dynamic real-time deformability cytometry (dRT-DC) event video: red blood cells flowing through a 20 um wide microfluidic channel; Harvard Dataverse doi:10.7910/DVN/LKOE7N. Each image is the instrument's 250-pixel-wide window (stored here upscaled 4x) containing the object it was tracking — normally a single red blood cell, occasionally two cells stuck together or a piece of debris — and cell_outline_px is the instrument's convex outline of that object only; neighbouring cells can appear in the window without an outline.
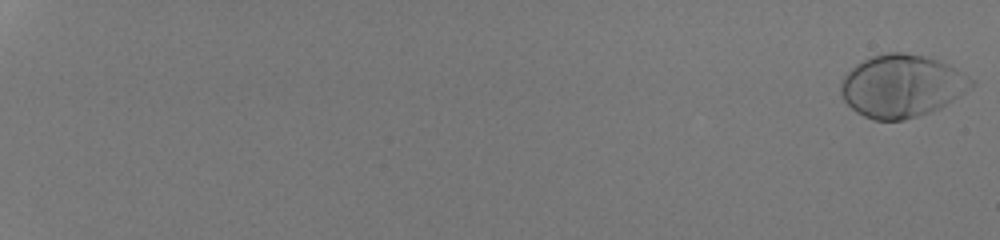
{"species": "human", "species_latin": "Homo sapiens", "temperature_condition": "room temperature", "stored_images_in_passage": 55, "camera_frame_rate_fps": 3000, "um_per_image_px": 0.085, "donor": {"sex": "male"}, "frame": {"image": 1, "passage_image": 1, "time_ms": 0.0, "image_size_px": [1000, 240], "cell_outline_px": [[976, 84], [940, 108], [904, 120], [872, 120], [856, 112], [844, 100], [840, 92], [840, 84], [844, 76], [856, 64], [872, 56], [888, 52], [904, 52], [924, 56], [936, 60], [976, 80]], "centroid_in_image_um": [76.62, 7.31], "position_along_channel_um": 8.4, "area_um2": 47.11}}
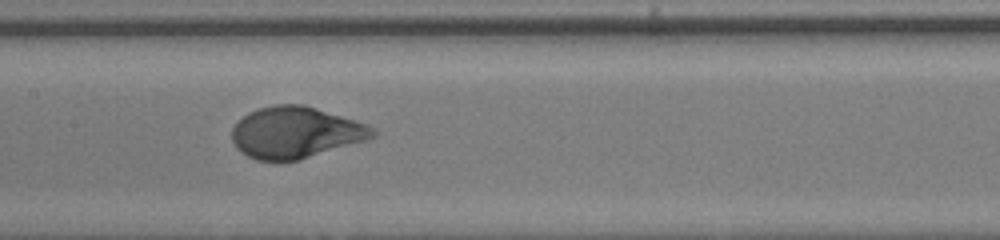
{"frame": {"image": 2, "passage_image": 33, "time_ms": 10.667, "image_size_px": [1000, 240], "cell_outline_px": [[376, 136], [368, 140], [300, 160], [256, 160], [240, 152], [236, 148], [232, 140], [232, 128], [248, 112], [260, 108], [276, 104], [300, 104], [316, 108], [356, 120], [372, 128], [376, 132]], "centroid_in_image_um": [25.13, 11.27], "position_along_channel_um": 182.3, "area_um2": 42.08}}
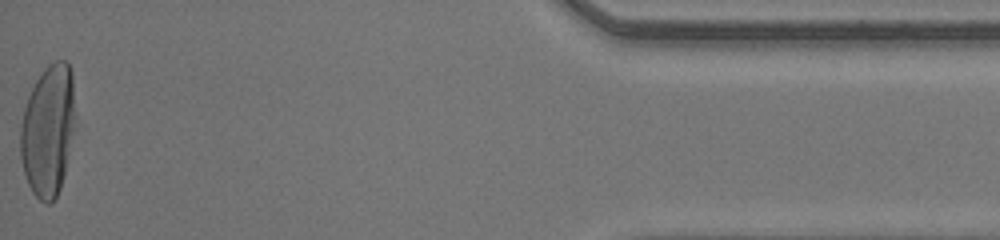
{"frame": {"image": 3, "passage_image": 55, "time_ms": 18.0, "image_size_px": [1000, 240], "cell_outline_px": [[72, 132], [64, 176], [60, 188], [56, 196], [48, 204], [44, 204], [32, 192], [28, 184], [24, 172], [20, 156], [20, 128], [24, 108], [28, 96], [36, 80], [44, 68], [48, 64], [56, 60], [68, 60], [72, 72]], "centroid_in_image_um": [4.04, 11.08], "position_along_channel_um": 431.2, "area_um2": 41.33}, "authors_computed_cell_mechanics": {"area_um2": 43.2922, "velocity_mm_per_s": 4.2264, "shape_relaxation_time_tau1_ms": 2.6006, "shape_relaxation_time_tau2_ms": null, "deformation_change_tau1": 0.1895, "deformation_change_tau2": null}}